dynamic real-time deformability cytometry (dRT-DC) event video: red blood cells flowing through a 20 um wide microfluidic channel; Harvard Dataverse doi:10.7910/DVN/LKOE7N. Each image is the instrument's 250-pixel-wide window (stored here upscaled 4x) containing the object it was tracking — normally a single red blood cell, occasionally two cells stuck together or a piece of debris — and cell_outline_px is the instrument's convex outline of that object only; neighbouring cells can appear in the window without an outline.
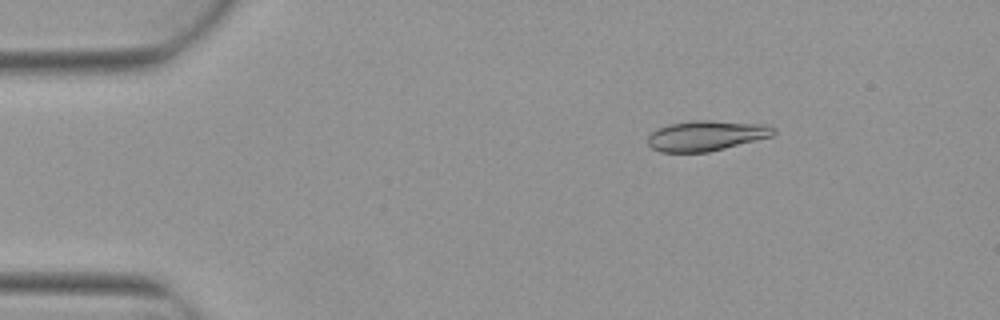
{"species": "Egyptian fruit bat (a non-hibernating species)", "species_latin": "Rousettus aegyptiacus", "temperature_condition": "warm", "stored_images_in_passage": 4, "camera_frame_rate_fps": 3000, "um_per_image_px": 0.085, "animal": {"sex": "female"}, "frame": {"image": 1, "passage_image": 4, "time_ms": 1.0, "image_size_px": [1000, 320], "cell_outline_px": [[776, 132], [772, 136], [708, 152], [660, 152], [652, 148], [648, 144], [648, 136], [652, 132], [668, 124], [692, 120], [708, 120], [768, 124], [776, 128]], "centroid_in_image_um": [60.05, 11.52], "position_along_channel_um": 25.0, "area_um2": 22.2}}